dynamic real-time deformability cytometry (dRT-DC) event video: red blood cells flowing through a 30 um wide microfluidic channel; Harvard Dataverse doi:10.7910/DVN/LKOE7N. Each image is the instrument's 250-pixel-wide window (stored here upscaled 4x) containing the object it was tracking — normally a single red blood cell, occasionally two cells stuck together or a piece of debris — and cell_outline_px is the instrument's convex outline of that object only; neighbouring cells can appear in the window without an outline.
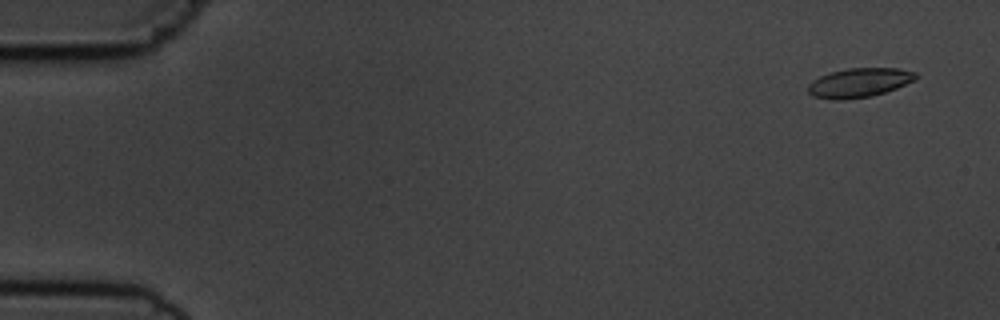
{"species": "common noctule bat (a hibernating species)", "species_latin": "Nyctalus noctula", "temperature_condition": "cold", "stored_images_in_passage": 8, "camera_frame_rate_fps": 3000, "um_per_image_px": 0.085, "animal": {"sex": "male", "body_mass_g": 19.5, "forearm_length_mm": 54.6}, "frame": {"image": 1, "passage_image": 1, "time_ms": 0.0, "image_size_px": [1000, 320], "cell_outline_px": [[920, 76], [916, 80], [896, 88], [872, 96], [840, 100], [812, 96], [808, 92], [808, 84], [812, 80], [820, 76], [832, 72], [848, 68], [896, 68], [916, 72]], "centroid_in_image_um": [73.06, 7.02], "position_along_channel_um": 11.9, "area_um2": 18.32}}
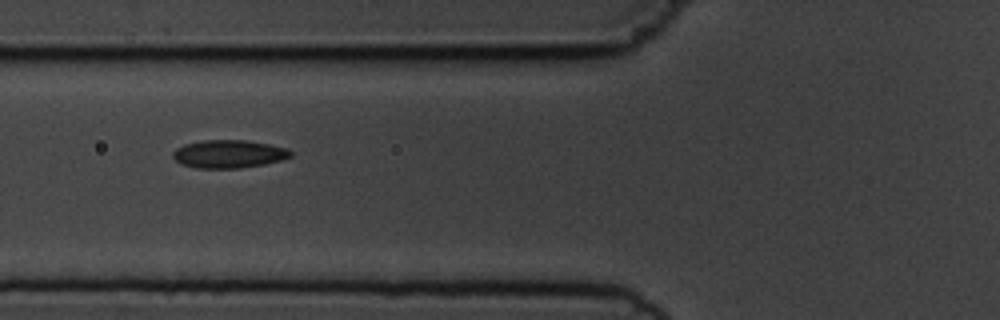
{"frame": {"image": 2, "passage_image": 6, "time_ms": 6.0, "image_size_px": [1000, 320], "cell_outline_px": [[292, 156], [280, 160], [264, 164], [240, 168], [196, 168], [180, 164], [172, 156], [172, 152], [176, 148], [184, 144], [204, 140], [244, 140], [268, 144], [288, 148], [292, 152]], "centroid_in_image_um": [19.42, 13.09], "position_along_channel_um": 106.4, "area_um2": 19.25}}
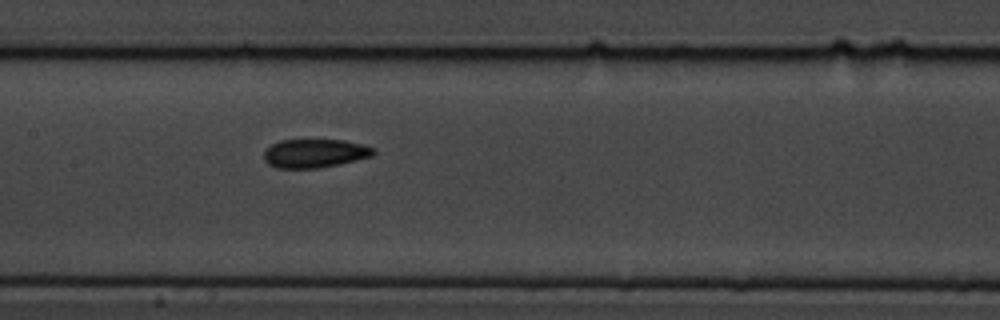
{"frame": {"image": 3, "passage_image": 8, "time_ms": 8.0, "image_size_px": [1000, 320], "cell_outline_px": [[376, 152], [372, 156], [340, 164], [320, 168], [276, 168], [268, 164], [264, 160], [264, 148], [280, 140], [344, 140], [376, 148]], "centroid_in_image_um": [26.74, 13.03], "position_along_channel_um": 180.7, "area_um2": 18.44}}